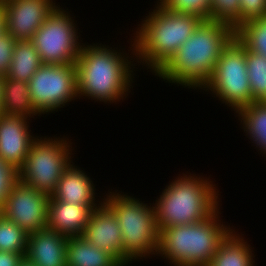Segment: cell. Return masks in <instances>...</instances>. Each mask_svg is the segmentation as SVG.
I'll list each match as a JSON object with an SVG mask.
<instances>
[{"label": "cell", "mask_w": 266, "mask_h": 266, "mask_svg": "<svg viewBox=\"0 0 266 266\" xmlns=\"http://www.w3.org/2000/svg\"><path fill=\"white\" fill-rule=\"evenodd\" d=\"M129 39L128 53L125 46H120V50L118 46L111 47L105 42L82 45L75 63L79 100L83 97L115 105L127 98L138 71L134 39Z\"/></svg>", "instance_id": "cell-1"}, {"label": "cell", "mask_w": 266, "mask_h": 266, "mask_svg": "<svg viewBox=\"0 0 266 266\" xmlns=\"http://www.w3.org/2000/svg\"><path fill=\"white\" fill-rule=\"evenodd\" d=\"M235 37V29L223 22L203 20L171 59L154 75L170 86L202 92L219 56Z\"/></svg>", "instance_id": "cell-2"}, {"label": "cell", "mask_w": 266, "mask_h": 266, "mask_svg": "<svg viewBox=\"0 0 266 266\" xmlns=\"http://www.w3.org/2000/svg\"><path fill=\"white\" fill-rule=\"evenodd\" d=\"M153 9L135 28L136 65L156 74L187 41L204 20L202 17L177 12L162 6L157 0ZM140 63V64H139ZM146 67V68H145Z\"/></svg>", "instance_id": "cell-3"}, {"label": "cell", "mask_w": 266, "mask_h": 266, "mask_svg": "<svg viewBox=\"0 0 266 266\" xmlns=\"http://www.w3.org/2000/svg\"><path fill=\"white\" fill-rule=\"evenodd\" d=\"M185 173L177 174L165 186L155 203L153 200L159 230L201 222L222 206L219 198L222 192H219L218 185L210 176L204 177L190 171Z\"/></svg>", "instance_id": "cell-4"}, {"label": "cell", "mask_w": 266, "mask_h": 266, "mask_svg": "<svg viewBox=\"0 0 266 266\" xmlns=\"http://www.w3.org/2000/svg\"><path fill=\"white\" fill-rule=\"evenodd\" d=\"M220 208L201 222L159 230L157 256L170 266H207L222 239L233 228L221 219Z\"/></svg>", "instance_id": "cell-5"}, {"label": "cell", "mask_w": 266, "mask_h": 266, "mask_svg": "<svg viewBox=\"0 0 266 266\" xmlns=\"http://www.w3.org/2000/svg\"><path fill=\"white\" fill-rule=\"evenodd\" d=\"M112 190L109 189L107 193L106 191L103 193V195L106 194L103 203L113 212L119 224L124 266H130L146 258L150 259L152 256L156 257L160 231L156 223L153 203H145L142 199L135 198L122 190Z\"/></svg>", "instance_id": "cell-6"}, {"label": "cell", "mask_w": 266, "mask_h": 266, "mask_svg": "<svg viewBox=\"0 0 266 266\" xmlns=\"http://www.w3.org/2000/svg\"><path fill=\"white\" fill-rule=\"evenodd\" d=\"M52 137L36 136L23 166L18 170L19 180L48 196L53 194L60 177L76 154L73 153L74 142L68 139L69 136Z\"/></svg>", "instance_id": "cell-7"}, {"label": "cell", "mask_w": 266, "mask_h": 266, "mask_svg": "<svg viewBox=\"0 0 266 266\" xmlns=\"http://www.w3.org/2000/svg\"><path fill=\"white\" fill-rule=\"evenodd\" d=\"M203 93L213 95L236 115L254 102L246 64V48L234 37L224 48Z\"/></svg>", "instance_id": "cell-8"}, {"label": "cell", "mask_w": 266, "mask_h": 266, "mask_svg": "<svg viewBox=\"0 0 266 266\" xmlns=\"http://www.w3.org/2000/svg\"><path fill=\"white\" fill-rule=\"evenodd\" d=\"M75 17L70 14L68 8L58 4L35 32L31 42L39 53L43 64L76 63L84 43H82L83 38H81L80 32H78L79 27Z\"/></svg>", "instance_id": "cell-9"}, {"label": "cell", "mask_w": 266, "mask_h": 266, "mask_svg": "<svg viewBox=\"0 0 266 266\" xmlns=\"http://www.w3.org/2000/svg\"><path fill=\"white\" fill-rule=\"evenodd\" d=\"M28 83L32 105L43 117L79 99L76 64H43Z\"/></svg>", "instance_id": "cell-10"}, {"label": "cell", "mask_w": 266, "mask_h": 266, "mask_svg": "<svg viewBox=\"0 0 266 266\" xmlns=\"http://www.w3.org/2000/svg\"><path fill=\"white\" fill-rule=\"evenodd\" d=\"M49 196L17 180L0 208L11 222L27 234L47 227Z\"/></svg>", "instance_id": "cell-11"}, {"label": "cell", "mask_w": 266, "mask_h": 266, "mask_svg": "<svg viewBox=\"0 0 266 266\" xmlns=\"http://www.w3.org/2000/svg\"><path fill=\"white\" fill-rule=\"evenodd\" d=\"M4 4L6 31L22 41L32 39L59 3L54 0H9Z\"/></svg>", "instance_id": "cell-12"}, {"label": "cell", "mask_w": 266, "mask_h": 266, "mask_svg": "<svg viewBox=\"0 0 266 266\" xmlns=\"http://www.w3.org/2000/svg\"><path fill=\"white\" fill-rule=\"evenodd\" d=\"M24 115H0V158L17 171L23 166L34 135L31 119Z\"/></svg>", "instance_id": "cell-13"}, {"label": "cell", "mask_w": 266, "mask_h": 266, "mask_svg": "<svg viewBox=\"0 0 266 266\" xmlns=\"http://www.w3.org/2000/svg\"><path fill=\"white\" fill-rule=\"evenodd\" d=\"M82 236L124 266L121 230L115 215L104 203L92 211Z\"/></svg>", "instance_id": "cell-14"}, {"label": "cell", "mask_w": 266, "mask_h": 266, "mask_svg": "<svg viewBox=\"0 0 266 266\" xmlns=\"http://www.w3.org/2000/svg\"><path fill=\"white\" fill-rule=\"evenodd\" d=\"M74 164L75 162H72L64 171L55 191L49 196V200H59L70 204H102L105 196H98L100 193H96L93 178L87 175L84 168ZM95 197H100V200Z\"/></svg>", "instance_id": "cell-15"}, {"label": "cell", "mask_w": 266, "mask_h": 266, "mask_svg": "<svg viewBox=\"0 0 266 266\" xmlns=\"http://www.w3.org/2000/svg\"><path fill=\"white\" fill-rule=\"evenodd\" d=\"M68 237L49 228L28 235L25 257L37 266H67Z\"/></svg>", "instance_id": "cell-16"}, {"label": "cell", "mask_w": 266, "mask_h": 266, "mask_svg": "<svg viewBox=\"0 0 266 266\" xmlns=\"http://www.w3.org/2000/svg\"><path fill=\"white\" fill-rule=\"evenodd\" d=\"M100 205L49 200L47 228L66 237L82 236L92 211Z\"/></svg>", "instance_id": "cell-17"}, {"label": "cell", "mask_w": 266, "mask_h": 266, "mask_svg": "<svg viewBox=\"0 0 266 266\" xmlns=\"http://www.w3.org/2000/svg\"><path fill=\"white\" fill-rule=\"evenodd\" d=\"M238 231L235 227L229 231L207 266H256L254 247Z\"/></svg>", "instance_id": "cell-18"}, {"label": "cell", "mask_w": 266, "mask_h": 266, "mask_svg": "<svg viewBox=\"0 0 266 266\" xmlns=\"http://www.w3.org/2000/svg\"><path fill=\"white\" fill-rule=\"evenodd\" d=\"M66 257L67 266H122L110 253L83 236L68 237Z\"/></svg>", "instance_id": "cell-19"}, {"label": "cell", "mask_w": 266, "mask_h": 266, "mask_svg": "<svg viewBox=\"0 0 266 266\" xmlns=\"http://www.w3.org/2000/svg\"><path fill=\"white\" fill-rule=\"evenodd\" d=\"M235 117H238L244 136L266 157V101H254L241 109Z\"/></svg>", "instance_id": "cell-20"}, {"label": "cell", "mask_w": 266, "mask_h": 266, "mask_svg": "<svg viewBox=\"0 0 266 266\" xmlns=\"http://www.w3.org/2000/svg\"><path fill=\"white\" fill-rule=\"evenodd\" d=\"M2 114L24 115L29 118L41 115L32 105L29 94V83L9 79L4 76L2 90Z\"/></svg>", "instance_id": "cell-21"}, {"label": "cell", "mask_w": 266, "mask_h": 266, "mask_svg": "<svg viewBox=\"0 0 266 266\" xmlns=\"http://www.w3.org/2000/svg\"><path fill=\"white\" fill-rule=\"evenodd\" d=\"M42 65L40 55L31 40L16 41L10 69L6 77L29 82Z\"/></svg>", "instance_id": "cell-22"}, {"label": "cell", "mask_w": 266, "mask_h": 266, "mask_svg": "<svg viewBox=\"0 0 266 266\" xmlns=\"http://www.w3.org/2000/svg\"><path fill=\"white\" fill-rule=\"evenodd\" d=\"M235 37L246 49L266 57V16L242 23L235 29Z\"/></svg>", "instance_id": "cell-23"}, {"label": "cell", "mask_w": 266, "mask_h": 266, "mask_svg": "<svg viewBox=\"0 0 266 266\" xmlns=\"http://www.w3.org/2000/svg\"><path fill=\"white\" fill-rule=\"evenodd\" d=\"M250 90L254 101H266V57L246 49Z\"/></svg>", "instance_id": "cell-24"}, {"label": "cell", "mask_w": 266, "mask_h": 266, "mask_svg": "<svg viewBox=\"0 0 266 266\" xmlns=\"http://www.w3.org/2000/svg\"><path fill=\"white\" fill-rule=\"evenodd\" d=\"M28 235L0 213V251L26 253Z\"/></svg>", "instance_id": "cell-25"}, {"label": "cell", "mask_w": 266, "mask_h": 266, "mask_svg": "<svg viewBox=\"0 0 266 266\" xmlns=\"http://www.w3.org/2000/svg\"><path fill=\"white\" fill-rule=\"evenodd\" d=\"M240 0H210L209 20L240 26Z\"/></svg>", "instance_id": "cell-26"}, {"label": "cell", "mask_w": 266, "mask_h": 266, "mask_svg": "<svg viewBox=\"0 0 266 266\" xmlns=\"http://www.w3.org/2000/svg\"><path fill=\"white\" fill-rule=\"evenodd\" d=\"M162 6L177 12L191 13L209 20L210 0H157Z\"/></svg>", "instance_id": "cell-27"}, {"label": "cell", "mask_w": 266, "mask_h": 266, "mask_svg": "<svg viewBox=\"0 0 266 266\" xmlns=\"http://www.w3.org/2000/svg\"><path fill=\"white\" fill-rule=\"evenodd\" d=\"M17 180L18 171L0 158V208Z\"/></svg>", "instance_id": "cell-28"}, {"label": "cell", "mask_w": 266, "mask_h": 266, "mask_svg": "<svg viewBox=\"0 0 266 266\" xmlns=\"http://www.w3.org/2000/svg\"><path fill=\"white\" fill-rule=\"evenodd\" d=\"M16 39L7 31L0 35V75L6 76L11 65Z\"/></svg>", "instance_id": "cell-29"}, {"label": "cell", "mask_w": 266, "mask_h": 266, "mask_svg": "<svg viewBox=\"0 0 266 266\" xmlns=\"http://www.w3.org/2000/svg\"><path fill=\"white\" fill-rule=\"evenodd\" d=\"M240 25L253 18L266 16V0H240Z\"/></svg>", "instance_id": "cell-30"}, {"label": "cell", "mask_w": 266, "mask_h": 266, "mask_svg": "<svg viewBox=\"0 0 266 266\" xmlns=\"http://www.w3.org/2000/svg\"><path fill=\"white\" fill-rule=\"evenodd\" d=\"M26 253L0 251V266H19Z\"/></svg>", "instance_id": "cell-31"}, {"label": "cell", "mask_w": 266, "mask_h": 266, "mask_svg": "<svg viewBox=\"0 0 266 266\" xmlns=\"http://www.w3.org/2000/svg\"><path fill=\"white\" fill-rule=\"evenodd\" d=\"M6 31L5 4L0 3V35Z\"/></svg>", "instance_id": "cell-32"}, {"label": "cell", "mask_w": 266, "mask_h": 266, "mask_svg": "<svg viewBox=\"0 0 266 266\" xmlns=\"http://www.w3.org/2000/svg\"><path fill=\"white\" fill-rule=\"evenodd\" d=\"M4 76L0 75V115H2V90Z\"/></svg>", "instance_id": "cell-33"}, {"label": "cell", "mask_w": 266, "mask_h": 266, "mask_svg": "<svg viewBox=\"0 0 266 266\" xmlns=\"http://www.w3.org/2000/svg\"><path fill=\"white\" fill-rule=\"evenodd\" d=\"M19 266H37V265L29 261L26 257H24Z\"/></svg>", "instance_id": "cell-34"}, {"label": "cell", "mask_w": 266, "mask_h": 266, "mask_svg": "<svg viewBox=\"0 0 266 266\" xmlns=\"http://www.w3.org/2000/svg\"><path fill=\"white\" fill-rule=\"evenodd\" d=\"M6 1H9V0H0V3H4V2H6Z\"/></svg>", "instance_id": "cell-35"}]
</instances>
